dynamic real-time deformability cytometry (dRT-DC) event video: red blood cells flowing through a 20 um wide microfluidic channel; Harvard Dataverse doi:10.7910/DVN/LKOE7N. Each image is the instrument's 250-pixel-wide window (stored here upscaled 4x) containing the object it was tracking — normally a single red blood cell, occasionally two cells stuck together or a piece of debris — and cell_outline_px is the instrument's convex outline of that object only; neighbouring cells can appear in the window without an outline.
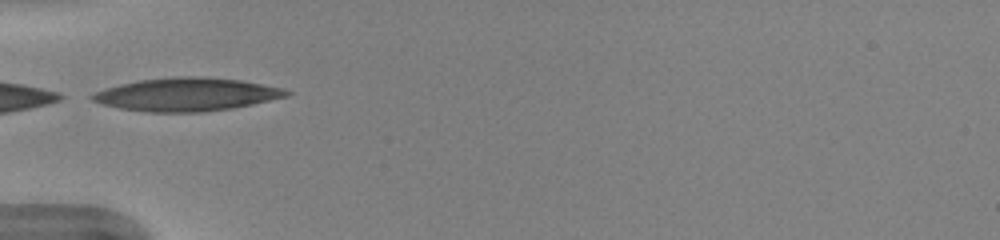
{"species": "human", "species_latin": "Homo sapiens", "temperature_condition": "warm", "stored_images_in_passage": 34, "camera_frame_rate_fps": 3000, "um_per_image_px": 0.085, "donor": {"sex": "female"}, "frame": {"image": 1, "passage_image": 1, "time_ms": 0.0, "image_size_px": [1000, 240], "cell_outline_px": [[292, 92], [288, 96], [252, 104], [232, 108], [204, 112], [148, 112], [120, 108], [100, 104], [92, 100], [88, 96], [96, 92], [120, 84], [140, 80], [176, 76], [196, 76], [240, 80], [284, 88]], "centroid_in_image_um": [15.87, 8.03], "position_along_channel_um": 69.1, "area_um2": 37.4}}
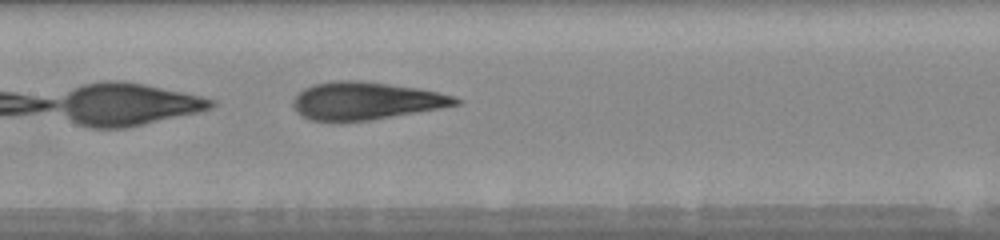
{"frame": {"image": 2, "passage_image": 9, "time_ms": 2.667, "image_size_px": [1000, 240], "cell_outline_px": [[464, 100], [460, 104], [440, 108], [368, 120], [308, 120], [296, 112], [292, 104], [292, 100], [304, 88], [312, 84], [332, 80], [360, 80], [416, 88], [456, 96]], "centroid_in_image_um": [31.08, 8.55], "position_along_channel_um": 176.3, "area_um2": 35.37}}
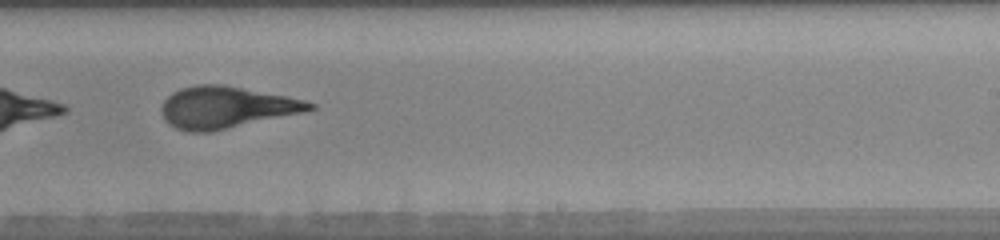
{"frame": {"image": 3, "passage_image": 16, "time_ms": 5.0, "image_size_px": [1000, 240], "cell_outline_px": [[316, 108], [304, 112], [212, 132], [188, 132], [176, 128], [168, 124], [164, 120], [160, 108], [164, 100], [172, 92], [180, 88], [196, 84], [224, 84], [288, 96], [304, 100], [316, 104]], "centroid_in_image_um": [19.21, 9.12], "position_along_channel_um": 269.8, "area_um2": 36.41}, "authors_computed_cell_mechanics": {"area_um2": 35.547, "velocity_mm_per_s": 4.0259, "shape_relaxation_time_tau1_ms": 4.9851, "shape_relaxation_time_tau2_ms": 1.0945, "deformation_change_tau1": 0.2146, "deformation_change_tau2": 0.1111}}